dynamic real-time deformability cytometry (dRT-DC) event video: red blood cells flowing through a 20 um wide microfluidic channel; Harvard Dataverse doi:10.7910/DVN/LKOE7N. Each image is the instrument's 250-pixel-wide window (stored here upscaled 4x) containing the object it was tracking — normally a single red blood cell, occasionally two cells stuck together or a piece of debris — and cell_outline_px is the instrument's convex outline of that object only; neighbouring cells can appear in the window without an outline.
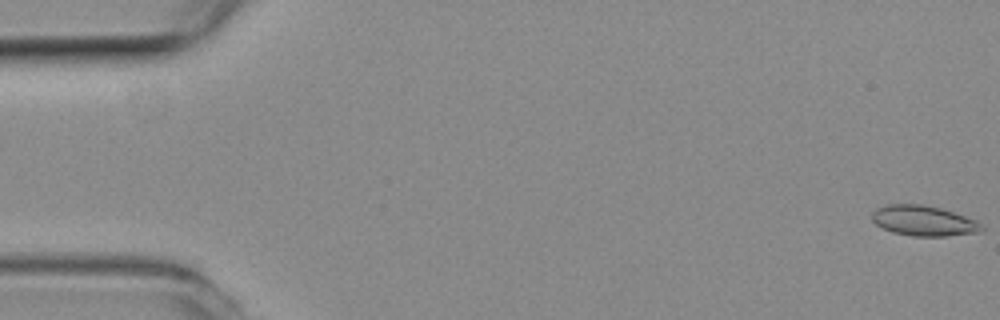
{"species": "common noctule bat (a hibernating species)", "species_latin": "Nyctalus noctula", "temperature_condition": "room temperature", "stored_images_in_passage": 12, "segment_of_instrument_passage": [1, 2], "camera_frame_rate_fps": 3000, "um_per_image_px": 0.085, "animal": {"sex": "female", "body_mass_g": 19.3, "forearm_length_mm": 54.1}, "frame": {"image": 1, "passage_image": 1, "time_ms": 0.0, "image_size_px": [1000, 320], "cell_outline_px": [[984, 228], [980, 232], [944, 236], [912, 236], [892, 232], [876, 224], [872, 220], [872, 212], [876, 208], [888, 204], [920, 204], [940, 208], [976, 220], [984, 224]], "centroid_in_image_um": [78.51, 18.77], "position_along_channel_um": 6.5, "area_um2": 19.31}}